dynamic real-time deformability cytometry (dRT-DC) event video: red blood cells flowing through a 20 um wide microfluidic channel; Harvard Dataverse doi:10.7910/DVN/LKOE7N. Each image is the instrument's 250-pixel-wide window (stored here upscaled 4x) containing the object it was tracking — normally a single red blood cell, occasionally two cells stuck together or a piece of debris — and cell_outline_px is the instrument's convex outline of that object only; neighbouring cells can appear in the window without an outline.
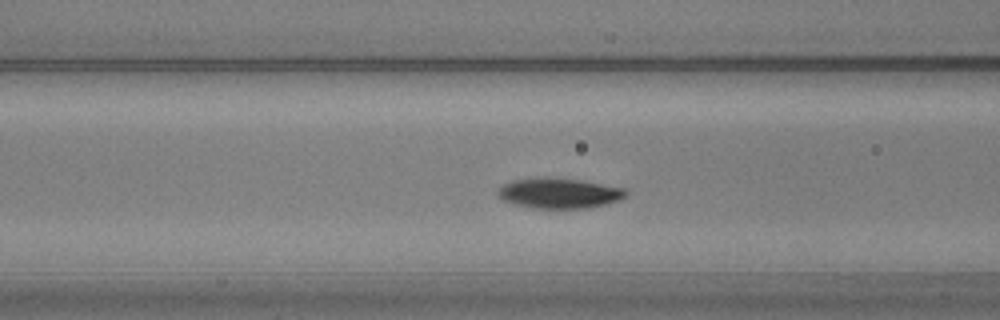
{"species": "common noctule bat (a hibernating species)", "species_latin": "Nyctalus noctula", "temperature_condition": "warm", "stored_images_in_passage": 53, "camera_frame_rate_fps": 3000, "um_per_image_px": 0.085, "animal": {"sex": "male", "body_mass_g": 20.5, "forearm_length_mm": 52.5}, "frame": {"image": 1, "passage_image": 17, "time_ms": 5.333, "image_size_px": [1000, 320], "cell_outline_px": [[628, 196], [620, 200], [592, 208], [532, 208], [516, 204], [504, 200], [496, 192], [504, 184], [512, 180], [544, 176], [548, 176], [580, 180], [624, 188], [628, 192]], "centroid_in_image_um": [47.56, 16.41], "position_along_channel_um": 119.0, "area_um2": 22.77}}
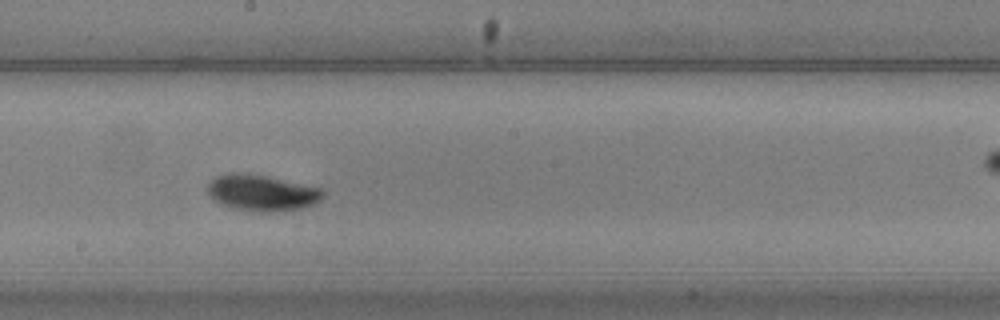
{"frame": {"image": 2, "passage_image": 26, "time_ms": 8.333, "image_size_px": [1000, 320], "cell_outline_px": [[324, 196], [316, 204], [304, 208], [284, 212], [264, 212], [236, 208], [220, 204], [208, 192], [208, 184], [216, 176], [228, 172], [248, 172], [324, 188]], "centroid_in_image_um": [22.33, 16.38], "position_along_channel_um": 225.9, "area_um2": 24.68}}
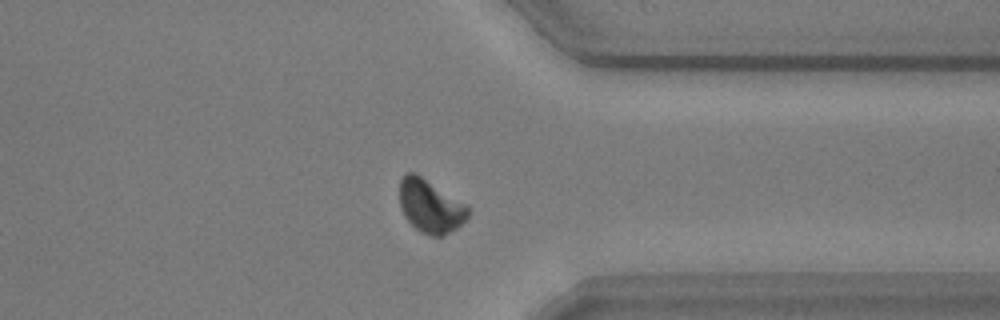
{"frame": {"image": 3, "passage_image": 39, "time_ms": 12.667, "image_size_px": [1000, 320], "cell_outline_px": [[468, 216], [456, 228], [440, 236], [432, 236], [420, 232], [404, 216], [400, 208], [400, 180], [408, 172], [416, 172], [468, 204]], "centroid_in_image_um": [36.58, 17.49], "position_along_channel_um": 374.8, "area_um2": 21.27}, "authors_computed_cell_mechanics": {"area_um2": 21.5016, "velocity_mm_per_s": 3.5671, "shape_relaxation_time_tau1_ms": 7.4739, "shape_relaxation_time_tau2_ms": null, "deformation_change_tau1": 0.252, "deformation_change_tau2": null}}